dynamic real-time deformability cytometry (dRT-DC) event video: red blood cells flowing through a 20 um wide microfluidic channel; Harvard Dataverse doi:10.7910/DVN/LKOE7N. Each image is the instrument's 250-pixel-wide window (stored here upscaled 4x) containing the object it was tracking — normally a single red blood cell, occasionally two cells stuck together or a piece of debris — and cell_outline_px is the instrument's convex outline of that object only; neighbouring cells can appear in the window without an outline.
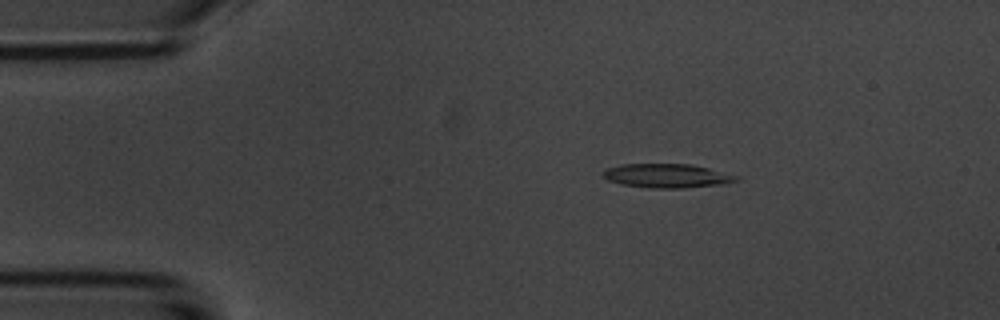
{"species": "common noctule bat (a hibernating species)", "species_latin": "Nyctalus noctula", "temperature_condition": "room temperature", "stored_images_in_passage": 7, "camera_frame_rate_fps": 3000, "um_per_image_px": 0.085, "animal": {"sex": "male", "body_mass_g": 20.1, "forearm_length_mm": 53.5}, "frame": {"image": 1, "passage_image": 1, "time_ms": 0.0, "image_size_px": [1000, 320], "cell_outline_px": [[740, 180], [724, 184], [684, 188], [648, 188], [620, 184], [608, 180], [604, 176], [604, 172], [608, 168], [620, 164], [692, 164], [740, 176]], "centroid_in_image_um": [56.74, 14.95], "position_along_channel_um": 28.3, "area_um2": 18.67}}
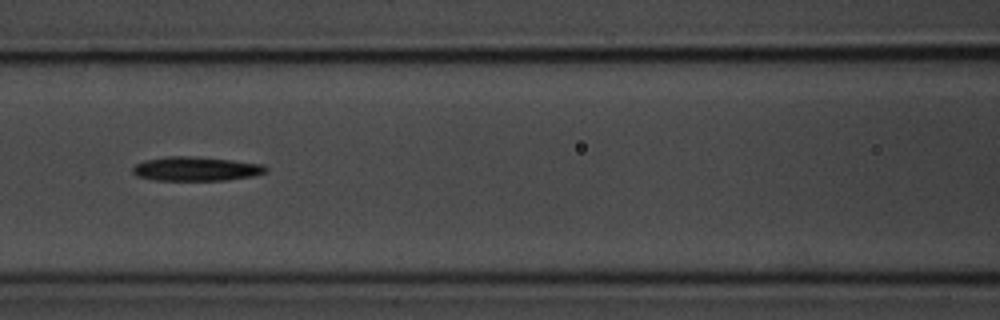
{"frame": {"image": 2, "passage_image": 5, "time_ms": 4.667, "image_size_px": [1000, 320], "cell_outline_px": [[268, 172], [252, 176], [228, 180], [156, 180], [136, 176], [132, 172], [132, 168], [136, 164], [144, 160], [168, 156], [196, 156], [232, 160], [264, 164], [268, 168]], "centroid_in_image_um": [16.68, 14.34], "position_along_channel_um": 149.9, "area_um2": 18.9}}
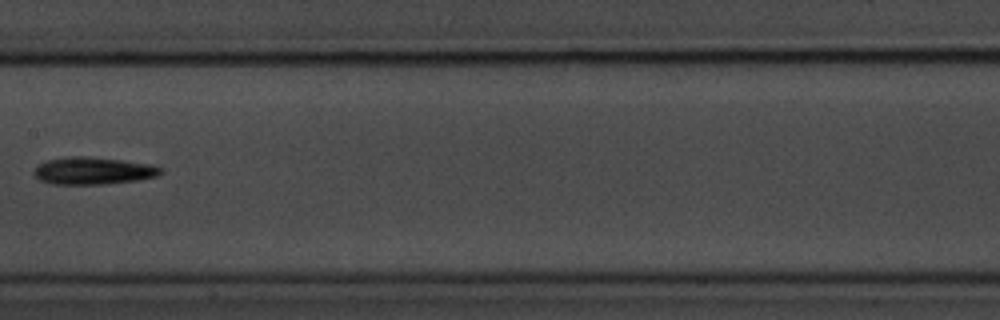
{"frame": {"image": 3, "passage_image": 6, "time_ms": 6.0, "image_size_px": [1000, 320], "cell_outline_px": [[164, 172], [156, 176], [140, 180], [104, 184], [52, 184], [40, 180], [32, 172], [36, 164], [48, 160], [68, 156], [88, 156], [124, 160], [152, 164], [164, 168]], "centroid_in_image_um": [7.94, 14.51], "position_along_channel_um": 199.5, "area_um2": 20.52}}